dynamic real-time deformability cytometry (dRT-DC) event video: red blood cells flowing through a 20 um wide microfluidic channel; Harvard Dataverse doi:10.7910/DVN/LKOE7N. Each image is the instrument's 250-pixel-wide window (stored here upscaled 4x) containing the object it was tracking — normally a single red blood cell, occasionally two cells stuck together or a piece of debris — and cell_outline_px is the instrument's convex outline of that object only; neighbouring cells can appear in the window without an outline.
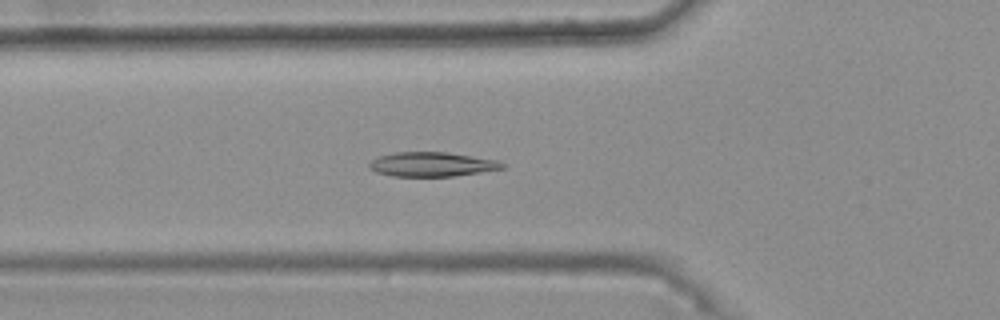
{"species": "common noctule bat (a hibernating species)", "species_latin": "Nyctalus noctula", "temperature_condition": "warm", "stored_images_in_passage": 46, "camera_frame_rate_fps": 3000, "um_per_image_px": 0.085, "animal": {"sex": "female", "body_mass_g": 25.1}, "frame": {"image": 1, "passage_image": 18, "time_ms": 5.667, "image_size_px": [1000, 320], "cell_outline_px": [[504, 168], [480, 172], [452, 176], [392, 176], [376, 172], [368, 168], [368, 164], [372, 160], [380, 156], [396, 152], [444, 152], [496, 160], [504, 164]], "centroid_in_image_um": [36.66, 13.97], "position_along_channel_um": 89.1, "area_um2": 18.61}}
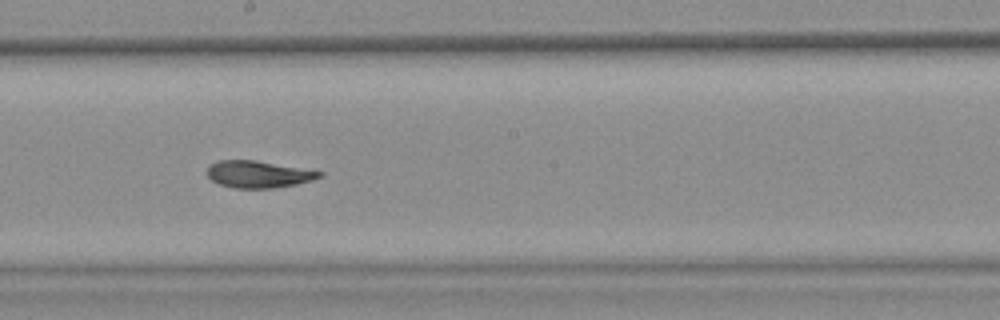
{"frame": {"image": 2, "passage_image": 29, "time_ms": 9.333, "image_size_px": [1000, 320], "cell_outline_px": [[324, 172], [320, 176], [312, 180], [296, 184], [272, 188], [236, 188], [220, 184], [212, 180], [208, 176], [208, 164], [216, 160], [256, 160]], "centroid_in_image_um": [21.93, 14.8], "position_along_channel_um": 226.3, "area_um2": 17.51}}
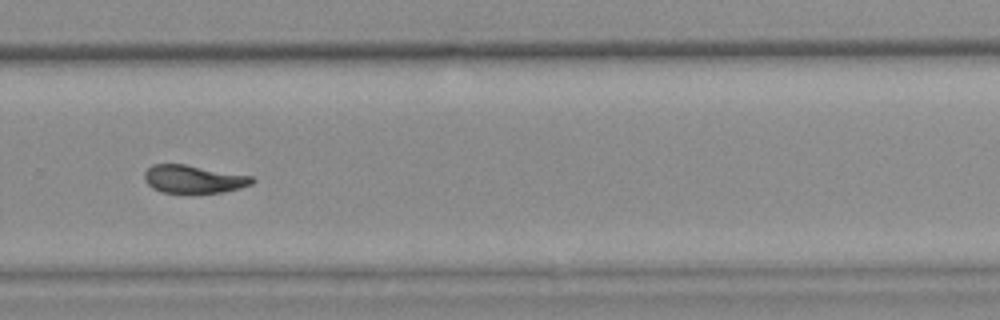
{"frame": {"image": 3, "passage_image": 36, "time_ms": 11.667, "image_size_px": [1000, 320], "cell_outline_px": [[256, 180], [252, 184], [240, 188], [224, 192], [160, 192], [152, 188], [144, 180], [144, 172], [152, 164], [184, 164], [252, 176]], "centroid_in_image_um": [16.44, 15.22], "position_along_channel_um": 313.4, "area_um2": 17.46}, "authors_computed_cell_mechanics": {"area_um2": 18.6405, "velocity_mm_per_s": 3.7399, "shape_relaxation_time_tau1_ms": 10.1262, "shape_relaxation_time_tau2_ms": 3.969, "deformation_change_tau1": 0.2148, "deformation_change_tau2": 0.0793}}